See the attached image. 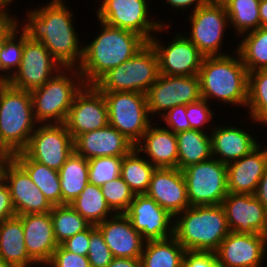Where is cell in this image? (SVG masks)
Segmentation results:
<instances>
[{
    "mask_svg": "<svg viewBox=\"0 0 267 267\" xmlns=\"http://www.w3.org/2000/svg\"><path fill=\"white\" fill-rule=\"evenodd\" d=\"M156 122L157 120L150 124L135 148L145 155L155 168H177L176 134Z\"/></svg>",
    "mask_w": 267,
    "mask_h": 267,
    "instance_id": "27",
    "label": "cell"
},
{
    "mask_svg": "<svg viewBox=\"0 0 267 267\" xmlns=\"http://www.w3.org/2000/svg\"><path fill=\"white\" fill-rule=\"evenodd\" d=\"M191 24L188 34L184 35L199 49L204 56H223L230 54L231 50L223 51L229 17L223 4H205L194 12L188 14ZM227 30V31H226ZM222 49V50H221Z\"/></svg>",
    "mask_w": 267,
    "mask_h": 267,
    "instance_id": "10",
    "label": "cell"
},
{
    "mask_svg": "<svg viewBox=\"0 0 267 267\" xmlns=\"http://www.w3.org/2000/svg\"><path fill=\"white\" fill-rule=\"evenodd\" d=\"M96 229L95 225H90L86 230L69 237L61 245L72 253L87 256L89 252L90 234Z\"/></svg>",
    "mask_w": 267,
    "mask_h": 267,
    "instance_id": "46",
    "label": "cell"
},
{
    "mask_svg": "<svg viewBox=\"0 0 267 267\" xmlns=\"http://www.w3.org/2000/svg\"><path fill=\"white\" fill-rule=\"evenodd\" d=\"M70 205L91 225H98L115 215L107 204L100 186L88 183Z\"/></svg>",
    "mask_w": 267,
    "mask_h": 267,
    "instance_id": "34",
    "label": "cell"
},
{
    "mask_svg": "<svg viewBox=\"0 0 267 267\" xmlns=\"http://www.w3.org/2000/svg\"><path fill=\"white\" fill-rule=\"evenodd\" d=\"M229 233L222 205L190 206L174 217L173 236L186 251L215 252Z\"/></svg>",
    "mask_w": 267,
    "mask_h": 267,
    "instance_id": "4",
    "label": "cell"
},
{
    "mask_svg": "<svg viewBox=\"0 0 267 267\" xmlns=\"http://www.w3.org/2000/svg\"><path fill=\"white\" fill-rule=\"evenodd\" d=\"M16 216L9 188L2 178L0 179V224L11 217Z\"/></svg>",
    "mask_w": 267,
    "mask_h": 267,
    "instance_id": "48",
    "label": "cell"
},
{
    "mask_svg": "<svg viewBox=\"0 0 267 267\" xmlns=\"http://www.w3.org/2000/svg\"><path fill=\"white\" fill-rule=\"evenodd\" d=\"M199 78L201 97L209 103L213 104L212 101L217 100L216 103L219 101L230 107L235 105L246 108L248 71L236 50L223 56H205Z\"/></svg>",
    "mask_w": 267,
    "mask_h": 267,
    "instance_id": "3",
    "label": "cell"
},
{
    "mask_svg": "<svg viewBox=\"0 0 267 267\" xmlns=\"http://www.w3.org/2000/svg\"><path fill=\"white\" fill-rule=\"evenodd\" d=\"M154 170L155 167L134 148L123 156L120 176L134 194H145Z\"/></svg>",
    "mask_w": 267,
    "mask_h": 267,
    "instance_id": "35",
    "label": "cell"
},
{
    "mask_svg": "<svg viewBox=\"0 0 267 267\" xmlns=\"http://www.w3.org/2000/svg\"><path fill=\"white\" fill-rule=\"evenodd\" d=\"M209 4H223L227 1V0H207Z\"/></svg>",
    "mask_w": 267,
    "mask_h": 267,
    "instance_id": "56",
    "label": "cell"
},
{
    "mask_svg": "<svg viewBox=\"0 0 267 267\" xmlns=\"http://www.w3.org/2000/svg\"><path fill=\"white\" fill-rule=\"evenodd\" d=\"M135 145L111 125L88 131L74 139V152L85 159L126 156Z\"/></svg>",
    "mask_w": 267,
    "mask_h": 267,
    "instance_id": "23",
    "label": "cell"
},
{
    "mask_svg": "<svg viewBox=\"0 0 267 267\" xmlns=\"http://www.w3.org/2000/svg\"><path fill=\"white\" fill-rule=\"evenodd\" d=\"M109 124L108 107L102 92L94 85H84L75 95L64 125L75 139L78 135Z\"/></svg>",
    "mask_w": 267,
    "mask_h": 267,
    "instance_id": "16",
    "label": "cell"
},
{
    "mask_svg": "<svg viewBox=\"0 0 267 267\" xmlns=\"http://www.w3.org/2000/svg\"><path fill=\"white\" fill-rule=\"evenodd\" d=\"M261 144L265 147L260 143L249 154L227 164L228 193L255 194L267 168V146Z\"/></svg>",
    "mask_w": 267,
    "mask_h": 267,
    "instance_id": "26",
    "label": "cell"
},
{
    "mask_svg": "<svg viewBox=\"0 0 267 267\" xmlns=\"http://www.w3.org/2000/svg\"><path fill=\"white\" fill-rule=\"evenodd\" d=\"M190 206L221 205L228 194L227 165L215 158L182 170Z\"/></svg>",
    "mask_w": 267,
    "mask_h": 267,
    "instance_id": "11",
    "label": "cell"
},
{
    "mask_svg": "<svg viewBox=\"0 0 267 267\" xmlns=\"http://www.w3.org/2000/svg\"><path fill=\"white\" fill-rule=\"evenodd\" d=\"M96 228L103 235L113 257L141 258L145 240L125 214H115Z\"/></svg>",
    "mask_w": 267,
    "mask_h": 267,
    "instance_id": "25",
    "label": "cell"
},
{
    "mask_svg": "<svg viewBox=\"0 0 267 267\" xmlns=\"http://www.w3.org/2000/svg\"><path fill=\"white\" fill-rule=\"evenodd\" d=\"M97 21L101 28L91 42L83 43V56L77 68L85 85H93L108 70L132 58L147 43L133 31Z\"/></svg>",
    "mask_w": 267,
    "mask_h": 267,
    "instance_id": "2",
    "label": "cell"
},
{
    "mask_svg": "<svg viewBox=\"0 0 267 267\" xmlns=\"http://www.w3.org/2000/svg\"><path fill=\"white\" fill-rule=\"evenodd\" d=\"M176 138L178 169L183 170L189 165L212 158L210 133L191 129L176 133Z\"/></svg>",
    "mask_w": 267,
    "mask_h": 267,
    "instance_id": "30",
    "label": "cell"
},
{
    "mask_svg": "<svg viewBox=\"0 0 267 267\" xmlns=\"http://www.w3.org/2000/svg\"><path fill=\"white\" fill-rule=\"evenodd\" d=\"M260 0H227L224 3L230 27L238 39L241 35L261 27Z\"/></svg>",
    "mask_w": 267,
    "mask_h": 267,
    "instance_id": "36",
    "label": "cell"
},
{
    "mask_svg": "<svg viewBox=\"0 0 267 267\" xmlns=\"http://www.w3.org/2000/svg\"><path fill=\"white\" fill-rule=\"evenodd\" d=\"M163 1V0H160ZM163 2L168 3L170 8H174V10H181V12L184 10H188L191 7V12H194L199 7L205 5L208 3L207 0H164Z\"/></svg>",
    "mask_w": 267,
    "mask_h": 267,
    "instance_id": "50",
    "label": "cell"
},
{
    "mask_svg": "<svg viewBox=\"0 0 267 267\" xmlns=\"http://www.w3.org/2000/svg\"><path fill=\"white\" fill-rule=\"evenodd\" d=\"M107 267H142L141 258L114 257Z\"/></svg>",
    "mask_w": 267,
    "mask_h": 267,
    "instance_id": "52",
    "label": "cell"
},
{
    "mask_svg": "<svg viewBox=\"0 0 267 267\" xmlns=\"http://www.w3.org/2000/svg\"><path fill=\"white\" fill-rule=\"evenodd\" d=\"M183 267H221L215 252L186 251Z\"/></svg>",
    "mask_w": 267,
    "mask_h": 267,
    "instance_id": "47",
    "label": "cell"
},
{
    "mask_svg": "<svg viewBox=\"0 0 267 267\" xmlns=\"http://www.w3.org/2000/svg\"><path fill=\"white\" fill-rule=\"evenodd\" d=\"M19 16L18 18L12 15V12L9 11L1 20H0V52L4 46L5 40L20 26L19 25Z\"/></svg>",
    "mask_w": 267,
    "mask_h": 267,
    "instance_id": "49",
    "label": "cell"
},
{
    "mask_svg": "<svg viewBox=\"0 0 267 267\" xmlns=\"http://www.w3.org/2000/svg\"><path fill=\"white\" fill-rule=\"evenodd\" d=\"M145 194L174 217L190 207L186 181L178 168H155Z\"/></svg>",
    "mask_w": 267,
    "mask_h": 267,
    "instance_id": "21",
    "label": "cell"
},
{
    "mask_svg": "<svg viewBox=\"0 0 267 267\" xmlns=\"http://www.w3.org/2000/svg\"><path fill=\"white\" fill-rule=\"evenodd\" d=\"M0 261L15 267L38 266L28 255L22 219L17 215L0 224Z\"/></svg>",
    "mask_w": 267,
    "mask_h": 267,
    "instance_id": "28",
    "label": "cell"
},
{
    "mask_svg": "<svg viewBox=\"0 0 267 267\" xmlns=\"http://www.w3.org/2000/svg\"><path fill=\"white\" fill-rule=\"evenodd\" d=\"M185 252L174 236L145 241L141 254L142 267H183Z\"/></svg>",
    "mask_w": 267,
    "mask_h": 267,
    "instance_id": "31",
    "label": "cell"
},
{
    "mask_svg": "<svg viewBox=\"0 0 267 267\" xmlns=\"http://www.w3.org/2000/svg\"><path fill=\"white\" fill-rule=\"evenodd\" d=\"M12 0H0V20L10 11Z\"/></svg>",
    "mask_w": 267,
    "mask_h": 267,
    "instance_id": "55",
    "label": "cell"
},
{
    "mask_svg": "<svg viewBox=\"0 0 267 267\" xmlns=\"http://www.w3.org/2000/svg\"><path fill=\"white\" fill-rule=\"evenodd\" d=\"M107 204L115 214H125L135 194L121 176L100 186Z\"/></svg>",
    "mask_w": 267,
    "mask_h": 267,
    "instance_id": "41",
    "label": "cell"
},
{
    "mask_svg": "<svg viewBox=\"0 0 267 267\" xmlns=\"http://www.w3.org/2000/svg\"><path fill=\"white\" fill-rule=\"evenodd\" d=\"M108 107L109 125L136 145L153 122L146 94L139 92H102Z\"/></svg>",
    "mask_w": 267,
    "mask_h": 267,
    "instance_id": "9",
    "label": "cell"
},
{
    "mask_svg": "<svg viewBox=\"0 0 267 267\" xmlns=\"http://www.w3.org/2000/svg\"><path fill=\"white\" fill-rule=\"evenodd\" d=\"M63 67L40 42L31 40L24 31V46L21 63L6 81L20 90L33 91L43 86Z\"/></svg>",
    "mask_w": 267,
    "mask_h": 267,
    "instance_id": "13",
    "label": "cell"
},
{
    "mask_svg": "<svg viewBox=\"0 0 267 267\" xmlns=\"http://www.w3.org/2000/svg\"><path fill=\"white\" fill-rule=\"evenodd\" d=\"M159 74L157 54L147 42L132 58L108 70L93 85L100 92L146 94Z\"/></svg>",
    "mask_w": 267,
    "mask_h": 267,
    "instance_id": "7",
    "label": "cell"
},
{
    "mask_svg": "<svg viewBox=\"0 0 267 267\" xmlns=\"http://www.w3.org/2000/svg\"><path fill=\"white\" fill-rule=\"evenodd\" d=\"M87 257L91 267H107L114 258L103 235L97 228L90 234Z\"/></svg>",
    "mask_w": 267,
    "mask_h": 267,
    "instance_id": "43",
    "label": "cell"
},
{
    "mask_svg": "<svg viewBox=\"0 0 267 267\" xmlns=\"http://www.w3.org/2000/svg\"><path fill=\"white\" fill-rule=\"evenodd\" d=\"M236 44L248 73L261 69H267V27H259L257 30L247 32L240 36Z\"/></svg>",
    "mask_w": 267,
    "mask_h": 267,
    "instance_id": "33",
    "label": "cell"
},
{
    "mask_svg": "<svg viewBox=\"0 0 267 267\" xmlns=\"http://www.w3.org/2000/svg\"><path fill=\"white\" fill-rule=\"evenodd\" d=\"M223 125L215 124L210 131L212 158L219 160L221 163L227 165L239 160L261 143L257 139L258 135L255 136L251 131L248 132L241 125H232L231 122Z\"/></svg>",
    "mask_w": 267,
    "mask_h": 267,
    "instance_id": "24",
    "label": "cell"
},
{
    "mask_svg": "<svg viewBox=\"0 0 267 267\" xmlns=\"http://www.w3.org/2000/svg\"><path fill=\"white\" fill-rule=\"evenodd\" d=\"M125 215L145 241L162 240L174 234V216L146 194H135Z\"/></svg>",
    "mask_w": 267,
    "mask_h": 267,
    "instance_id": "17",
    "label": "cell"
},
{
    "mask_svg": "<svg viewBox=\"0 0 267 267\" xmlns=\"http://www.w3.org/2000/svg\"><path fill=\"white\" fill-rule=\"evenodd\" d=\"M37 125L31 93L0 83V146L11 156L22 152Z\"/></svg>",
    "mask_w": 267,
    "mask_h": 267,
    "instance_id": "5",
    "label": "cell"
},
{
    "mask_svg": "<svg viewBox=\"0 0 267 267\" xmlns=\"http://www.w3.org/2000/svg\"><path fill=\"white\" fill-rule=\"evenodd\" d=\"M221 205L230 232L267 236V210L254 195L228 193Z\"/></svg>",
    "mask_w": 267,
    "mask_h": 267,
    "instance_id": "20",
    "label": "cell"
},
{
    "mask_svg": "<svg viewBox=\"0 0 267 267\" xmlns=\"http://www.w3.org/2000/svg\"><path fill=\"white\" fill-rule=\"evenodd\" d=\"M0 267H15V266L8 264L6 262L0 261Z\"/></svg>",
    "mask_w": 267,
    "mask_h": 267,
    "instance_id": "57",
    "label": "cell"
},
{
    "mask_svg": "<svg viewBox=\"0 0 267 267\" xmlns=\"http://www.w3.org/2000/svg\"><path fill=\"white\" fill-rule=\"evenodd\" d=\"M247 117L250 122L267 124V69L248 73Z\"/></svg>",
    "mask_w": 267,
    "mask_h": 267,
    "instance_id": "37",
    "label": "cell"
},
{
    "mask_svg": "<svg viewBox=\"0 0 267 267\" xmlns=\"http://www.w3.org/2000/svg\"><path fill=\"white\" fill-rule=\"evenodd\" d=\"M95 8L96 18L106 24L133 31L142 36L147 42L151 38L171 28L165 20H155L150 15L152 10L150 0H99ZM150 5V6H149ZM150 15V16H149ZM154 32V33H153Z\"/></svg>",
    "mask_w": 267,
    "mask_h": 267,
    "instance_id": "8",
    "label": "cell"
},
{
    "mask_svg": "<svg viewBox=\"0 0 267 267\" xmlns=\"http://www.w3.org/2000/svg\"><path fill=\"white\" fill-rule=\"evenodd\" d=\"M254 196L263 204L267 210V168L263 173Z\"/></svg>",
    "mask_w": 267,
    "mask_h": 267,
    "instance_id": "51",
    "label": "cell"
},
{
    "mask_svg": "<svg viewBox=\"0 0 267 267\" xmlns=\"http://www.w3.org/2000/svg\"><path fill=\"white\" fill-rule=\"evenodd\" d=\"M12 158L28 173L34 184L53 206L62 205L58 170L33 161L23 151L12 155Z\"/></svg>",
    "mask_w": 267,
    "mask_h": 267,
    "instance_id": "29",
    "label": "cell"
},
{
    "mask_svg": "<svg viewBox=\"0 0 267 267\" xmlns=\"http://www.w3.org/2000/svg\"><path fill=\"white\" fill-rule=\"evenodd\" d=\"M215 254L221 267H262L267 257V236L230 232Z\"/></svg>",
    "mask_w": 267,
    "mask_h": 267,
    "instance_id": "18",
    "label": "cell"
},
{
    "mask_svg": "<svg viewBox=\"0 0 267 267\" xmlns=\"http://www.w3.org/2000/svg\"><path fill=\"white\" fill-rule=\"evenodd\" d=\"M123 156H105L88 160L89 183L97 186L121 175Z\"/></svg>",
    "mask_w": 267,
    "mask_h": 267,
    "instance_id": "40",
    "label": "cell"
},
{
    "mask_svg": "<svg viewBox=\"0 0 267 267\" xmlns=\"http://www.w3.org/2000/svg\"><path fill=\"white\" fill-rule=\"evenodd\" d=\"M259 12L261 26L267 27V0H260Z\"/></svg>",
    "mask_w": 267,
    "mask_h": 267,
    "instance_id": "53",
    "label": "cell"
},
{
    "mask_svg": "<svg viewBox=\"0 0 267 267\" xmlns=\"http://www.w3.org/2000/svg\"><path fill=\"white\" fill-rule=\"evenodd\" d=\"M50 216L58 245L91 225L70 204L53 206Z\"/></svg>",
    "mask_w": 267,
    "mask_h": 267,
    "instance_id": "38",
    "label": "cell"
},
{
    "mask_svg": "<svg viewBox=\"0 0 267 267\" xmlns=\"http://www.w3.org/2000/svg\"><path fill=\"white\" fill-rule=\"evenodd\" d=\"M163 120V121H162ZM160 124H165L163 127L169 129L173 133L191 130V126L186 116V105L175 106L167 110L159 117Z\"/></svg>",
    "mask_w": 267,
    "mask_h": 267,
    "instance_id": "44",
    "label": "cell"
},
{
    "mask_svg": "<svg viewBox=\"0 0 267 267\" xmlns=\"http://www.w3.org/2000/svg\"><path fill=\"white\" fill-rule=\"evenodd\" d=\"M24 46V30L19 26L6 40L0 52V83H5L18 69Z\"/></svg>",
    "mask_w": 267,
    "mask_h": 267,
    "instance_id": "39",
    "label": "cell"
},
{
    "mask_svg": "<svg viewBox=\"0 0 267 267\" xmlns=\"http://www.w3.org/2000/svg\"><path fill=\"white\" fill-rule=\"evenodd\" d=\"M45 267H91L87 256L67 251L58 245L50 262Z\"/></svg>",
    "mask_w": 267,
    "mask_h": 267,
    "instance_id": "45",
    "label": "cell"
},
{
    "mask_svg": "<svg viewBox=\"0 0 267 267\" xmlns=\"http://www.w3.org/2000/svg\"><path fill=\"white\" fill-rule=\"evenodd\" d=\"M11 195L17 216L24 214L46 213L53 209L28 173L11 158L5 165L2 177Z\"/></svg>",
    "mask_w": 267,
    "mask_h": 267,
    "instance_id": "19",
    "label": "cell"
},
{
    "mask_svg": "<svg viewBox=\"0 0 267 267\" xmlns=\"http://www.w3.org/2000/svg\"><path fill=\"white\" fill-rule=\"evenodd\" d=\"M212 104L209 103L207 100L201 98L200 100L193 102V103H189L186 105V116H187V120L190 123L191 129L193 130H199V131H203L206 132L210 131L213 129L214 124L213 118H214V114H215V109H213L212 107H210ZM214 110V111H213ZM210 122L211 125H210ZM207 123L209 124V126L207 125ZM206 126H208V129H205ZM212 127V128H211Z\"/></svg>",
    "mask_w": 267,
    "mask_h": 267,
    "instance_id": "42",
    "label": "cell"
},
{
    "mask_svg": "<svg viewBox=\"0 0 267 267\" xmlns=\"http://www.w3.org/2000/svg\"><path fill=\"white\" fill-rule=\"evenodd\" d=\"M146 98L149 115L155 121L157 116L159 118L175 106L187 105L202 98L199 75L159 74L155 83L147 91Z\"/></svg>",
    "mask_w": 267,
    "mask_h": 267,
    "instance_id": "12",
    "label": "cell"
},
{
    "mask_svg": "<svg viewBox=\"0 0 267 267\" xmlns=\"http://www.w3.org/2000/svg\"><path fill=\"white\" fill-rule=\"evenodd\" d=\"M19 217L22 219L24 240L29 257L38 267H45L58 247L50 212L24 214Z\"/></svg>",
    "mask_w": 267,
    "mask_h": 267,
    "instance_id": "22",
    "label": "cell"
},
{
    "mask_svg": "<svg viewBox=\"0 0 267 267\" xmlns=\"http://www.w3.org/2000/svg\"><path fill=\"white\" fill-rule=\"evenodd\" d=\"M12 158V156L0 146V179L3 177V171L6 163Z\"/></svg>",
    "mask_w": 267,
    "mask_h": 267,
    "instance_id": "54",
    "label": "cell"
},
{
    "mask_svg": "<svg viewBox=\"0 0 267 267\" xmlns=\"http://www.w3.org/2000/svg\"><path fill=\"white\" fill-rule=\"evenodd\" d=\"M77 68H63L43 86L31 91L38 124H64L75 95L84 86Z\"/></svg>",
    "mask_w": 267,
    "mask_h": 267,
    "instance_id": "6",
    "label": "cell"
},
{
    "mask_svg": "<svg viewBox=\"0 0 267 267\" xmlns=\"http://www.w3.org/2000/svg\"><path fill=\"white\" fill-rule=\"evenodd\" d=\"M66 1L51 0L44 6L30 8L23 17L27 20L19 25L31 40L42 43L63 68H78L84 39L78 38L74 11Z\"/></svg>",
    "mask_w": 267,
    "mask_h": 267,
    "instance_id": "1",
    "label": "cell"
},
{
    "mask_svg": "<svg viewBox=\"0 0 267 267\" xmlns=\"http://www.w3.org/2000/svg\"><path fill=\"white\" fill-rule=\"evenodd\" d=\"M174 35L167 43L162 42L163 38H158L156 34L149 41L157 54L159 73L175 76L199 75L205 56L182 31Z\"/></svg>",
    "mask_w": 267,
    "mask_h": 267,
    "instance_id": "15",
    "label": "cell"
},
{
    "mask_svg": "<svg viewBox=\"0 0 267 267\" xmlns=\"http://www.w3.org/2000/svg\"><path fill=\"white\" fill-rule=\"evenodd\" d=\"M23 152L59 171L74 152V139L64 124H38Z\"/></svg>",
    "mask_w": 267,
    "mask_h": 267,
    "instance_id": "14",
    "label": "cell"
},
{
    "mask_svg": "<svg viewBox=\"0 0 267 267\" xmlns=\"http://www.w3.org/2000/svg\"><path fill=\"white\" fill-rule=\"evenodd\" d=\"M58 172L62 204H70L89 183L88 160L73 152Z\"/></svg>",
    "mask_w": 267,
    "mask_h": 267,
    "instance_id": "32",
    "label": "cell"
}]
</instances>
